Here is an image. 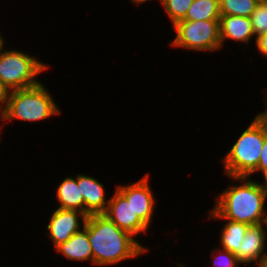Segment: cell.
Listing matches in <instances>:
<instances>
[{
  "mask_svg": "<svg viewBox=\"0 0 267 267\" xmlns=\"http://www.w3.org/2000/svg\"><path fill=\"white\" fill-rule=\"evenodd\" d=\"M226 177L231 184L214 197L216 200L205 219H227L250 226L264 224L267 219V181Z\"/></svg>",
  "mask_w": 267,
  "mask_h": 267,
  "instance_id": "obj_1",
  "label": "cell"
},
{
  "mask_svg": "<svg viewBox=\"0 0 267 267\" xmlns=\"http://www.w3.org/2000/svg\"><path fill=\"white\" fill-rule=\"evenodd\" d=\"M84 228L88 231L94 267L118 266L122 262L135 261L147 253L149 255L151 250L104 214L89 215Z\"/></svg>",
  "mask_w": 267,
  "mask_h": 267,
  "instance_id": "obj_2",
  "label": "cell"
},
{
  "mask_svg": "<svg viewBox=\"0 0 267 267\" xmlns=\"http://www.w3.org/2000/svg\"><path fill=\"white\" fill-rule=\"evenodd\" d=\"M41 81L38 85L11 90L0 107V127L8 126L13 121L38 123L62 113L53 91Z\"/></svg>",
  "mask_w": 267,
  "mask_h": 267,
  "instance_id": "obj_3",
  "label": "cell"
},
{
  "mask_svg": "<svg viewBox=\"0 0 267 267\" xmlns=\"http://www.w3.org/2000/svg\"><path fill=\"white\" fill-rule=\"evenodd\" d=\"M219 160L224 176L249 177L258 167L265 140V121L257 114Z\"/></svg>",
  "mask_w": 267,
  "mask_h": 267,
  "instance_id": "obj_4",
  "label": "cell"
},
{
  "mask_svg": "<svg viewBox=\"0 0 267 267\" xmlns=\"http://www.w3.org/2000/svg\"><path fill=\"white\" fill-rule=\"evenodd\" d=\"M6 42L0 47V78L4 86L9 90L25 89L38 85L39 76L50 70L47 62L37 58L38 54L6 48Z\"/></svg>",
  "mask_w": 267,
  "mask_h": 267,
  "instance_id": "obj_5",
  "label": "cell"
},
{
  "mask_svg": "<svg viewBox=\"0 0 267 267\" xmlns=\"http://www.w3.org/2000/svg\"><path fill=\"white\" fill-rule=\"evenodd\" d=\"M171 29L175 35L168 44L174 49L193 53H216L222 50L219 20H180Z\"/></svg>",
  "mask_w": 267,
  "mask_h": 267,
  "instance_id": "obj_6",
  "label": "cell"
},
{
  "mask_svg": "<svg viewBox=\"0 0 267 267\" xmlns=\"http://www.w3.org/2000/svg\"><path fill=\"white\" fill-rule=\"evenodd\" d=\"M150 172L141 176L140 179L130 183H119L116 188L128 201L134 210V213L149 227L153 226L155 210L157 209L155 192L151 188ZM150 180V181H149Z\"/></svg>",
  "mask_w": 267,
  "mask_h": 267,
  "instance_id": "obj_7",
  "label": "cell"
},
{
  "mask_svg": "<svg viewBox=\"0 0 267 267\" xmlns=\"http://www.w3.org/2000/svg\"><path fill=\"white\" fill-rule=\"evenodd\" d=\"M87 215L81 211L54 208L50 212L48 222H45L47 229L45 237H48L52 247L55 248L60 243L66 242L73 234L80 231L86 222Z\"/></svg>",
  "mask_w": 267,
  "mask_h": 267,
  "instance_id": "obj_8",
  "label": "cell"
},
{
  "mask_svg": "<svg viewBox=\"0 0 267 267\" xmlns=\"http://www.w3.org/2000/svg\"><path fill=\"white\" fill-rule=\"evenodd\" d=\"M106 212L104 213L120 229L127 231L140 243L139 238L151 232L150 228L134 213L131 203L115 188L111 194ZM141 234V237H139Z\"/></svg>",
  "mask_w": 267,
  "mask_h": 267,
  "instance_id": "obj_9",
  "label": "cell"
},
{
  "mask_svg": "<svg viewBox=\"0 0 267 267\" xmlns=\"http://www.w3.org/2000/svg\"><path fill=\"white\" fill-rule=\"evenodd\" d=\"M235 256L244 267H254L257 263L267 258V231L265 224L249 226Z\"/></svg>",
  "mask_w": 267,
  "mask_h": 267,
  "instance_id": "obj_10",
  "label": "cell"
},
{
  "mask_svg": "<svg viewBox=\"0 0 267 267\" xmlns=\"http://www.w3.org/2000/svg\"><path fill=\"white\" fill-rule=\"evenodd\" d=\"M77 184L84 199V213L87 216L104 214L110 199L106 184L87 173H77Z\"/></svg>",
  "mask_w": 267,
  "mask_h": 267,
  "instance_id": "obj_11",
  "label": "cell"
},
{
  "mask_svg": "<svg viewBox=\"0 0 267 267\" xmlns=\"http://www.w3.org/2000/svg\"><path fill=\"white\" fill-rule=\"evenodd\" d=\"M220 41L222 49L226 48L225 44L234 42L249 48L251 42L256 40L252 30V21L249 17L226 15L220 16L219 19Z\"/></svg>",
  "mask_w": 267,
  "mask_h": 267,
  "instance_id": "obj_12",
  "label": "cell"
},
{
  "mask_svg": "<svg viewBox=\"0 0 267 267\" xmlns=\"http://www.w3.org/2000/svg\"><path fill=\"white\" fill-rule=\"evenodd\" d=\"M59 256L69 260L72 264L75 262L82 264L90 263L93 267L92 248L88 239V231L83 227L80 231L72 235L66 242L60 243L54 249Z\"/></svg>",
  "mask_w": 267,
  "mask_h": 267,
  "instance_id": "obj_13",
  "label": "cell"
},
{
  "mask_svg": "<svg viewBox=\"0 0 267 267\" xmlns=\"http://www.w3.org/2000/svg\"><path fill=\"white\" fill-rule=\"evenodd\" d=\"M54 188H56L54 194V201H57L55 202L56 208L77 210L84 213V199L77 184V174L63 177V180Z\"/></svg>",
  "mask_w": 267,
  "mask_h": 267,
  "instance_id": "obj_14",
  "label": "cell"
},
{
  "mask_svg": "<svg viewBox=\"0 0 267 267\" xmlns=\"http://www.w3.org/2000/svg\"><path fill=\"white\" fill-rule=\"evenodd\" d=\"M214 220L215 222L220 220L219 222L223 221L224 223L223 226L221 225V230H219L217 246L236 254L250 225L227 219H213V221Z\"/></svg>",
  "mask_w": 267,
  "mask_h": 267,
  "instance_id": "obj_15",
  "label": "cell"
},
{
  "mask_svg": "<svg viewBox=\"0 0 267 267\" xmlns=\"http://www.w3.org/2000/svg\"><path fill=\"white\" fill-rule=\"evenodd\" d=\"M220 16L219 0H194L182 20H219Z\"/></svg>",
  "mask_w": 267,
  "mask_h": 267,
  "instance_id": "obj_16",
  "label": "cell"
},
{
  "mask_svg": "<svg viewBox=\"0 0 267 267\" xmlns=\"http://www.w3.org/2000/svg\"><path fill=\"white\" fill-rule=\"evenodd\" d=\"M221 16L233 15L241 17H251L255 10L254 0H219Z\"/></svg>",
  "mask_w": 267,
  "mask_h": 267,
  "instance_id": "obj_17",
  "label": "cell"
},
{
  "mask_svg": "<svg viewBox=\"0 0 267 267\" xmlns=\"http://www.w3.org/2000/svg\"><path fill=\"white\" fill-rule=\"evenodd\" d=\"M194 0H160L159 3L162 11L165 12L171 26L182 20Z\"/></svg>",
  "mask_w": 267,
  "mask_h": 267,
  "instance_id": "obj_18",
  "label": "cell"
},
{
  "mask_svg": "<svg viewBox=\"0 0 267 267\" xmlns=\"http://www.w3.org/2000/svg\"><path fill=\"white\" fill-rule=\"evenodd\" d=\"M209 257L211 259H209V261L207 262L211 267H243V265L238 261L235 254L219 248L216 244L210 250Z\"/></svg>",
  "mask_w": 267,
  "mask_h": 267,
  "instance_id": "obj_19",
  "label": "cell"
},
{
  "mask_svg": "<svg viewBox=\"0 0 267 267\" xmlns=\"http://www.w3.org/2000/svg\"><path fill=\"white\" fill-rule=\"evenodd\" d=\"M252 21V30L257 37L267 32V3L257 4L250 17Z\"/></svg>",
  "mask_w": 267,
  "mask_h": 267,
  "instance_id": "obj_20",
  "label": "cell"
},
{
  "mask_svg": "<svg viewBox=\"0 0 267 267\" xmlns=\"http://www.w3.org/2000/svg\"><path fill=\"white\" fill-rule=\"evenodd\" d=\"M256 173L258 177L259 175L263 177V179L261 180L267 181V122H265V140H264V145H263V149L261 152V156L259 159L258 167L249 177L253 178V176H255Z\"/></svg>",
  "mask_w": 267,
  "mask_h": 267,
  "instance_id": "obj_21",
  "label": "cell"
},
{
  "mask_svg": "<svg viewBox=\"0 0 267 267\" xmlns=\"http://www.w3.org/2000/svg\"><path fill=\"white\" fill-rule=\"evenodd\" d=\"M254 46L259 56L265 57L264 59L267 58V32L260 34L256 37V40L254 42Z\"/></svg>",
  "mask_w": 267,
  "mask_h": 267,
  "instance_id": "obj_22",
  "label": "cell"
},
{
  "mask_svg": "<svg viewBox=\"0 0 267 267\" xmlns=\"http://www.w3.org/2000/svg\"><path fill=\"white\" fill-rule=\"evenodd\" d=\"M266 90V91H265ZM262 91V101L264 102V106H263V108H264V110H262V111H260V112H258L257 113V115L262 119V120H264L265 122H267V87L266 88H264V89H262L261 90ZM264 93V94H263Z\"/></svg>",
  "mask_w": 267,
  "mask_h": 267,
  "instance_id": "obj_23",
  "label": "cell"
},
{
  "mask_svg": "<svg viewBox=\"0 0 267 267\" xmlns=\"http://www.w3.org/2000/svg\"><path fill=\"white\" fill-rule=\"evenodd\" d=\"M9 92L10 91L4 86L0 78V107L5 102V99L7 98V95L9 94Z\"/></svg>",
  "mask_w": 267,
  "mask_h": 267,
  "instance_id": "obj_24",
  "label": "cell"
},
{
  "mask_svg": "<svg viewBox=\"0 0 267 267\" xmlns=\"http://www.w3.org/2000/svg\"><path fill=\"white\" fill-rule=\"evenodd\" d=\"M150 1L153 2L152 0H129V2L132 3V5H134V6L137 5L138 7L145 4L146 2H149L147 4H150ZM159 1L160 0H157V2H159Z\"/></svg>",
  "mask_w": 267,
  "mask_h": 267,
  "instance_id": "obj_25",
  "label": "cell"
},
{
  "mask_svg": "<svg viewBox=\"0 0 267 267\" xmlns=\"http://www.w3.org/2000/svg\"><path fill=\"white\" fill-rule=\"evenodd\" d=\"M256 267H267V258L256 264Z\"/></svg>",
  "mask_w": 267,
  "mask_h": 267,
  "instance_id": "obj_26",
  "label": "cell"
},
{
  "mask_svg": "<svg viewBox=\"0 0 267 267\" xmlns=\"http://www.w3.org/2000/svg\"><path fill=\"white\" fill-rule=\"evenodd\" d=\"M4 36V37H3ZM7 41L5 35H3V32L0 30V47Z\"/></svg>",
  "mask_w": 267,
  "mask_h": 267,
  "instance_id": "obj_27",
  "label": "cell"
},
{
  "mask_svg": "<svg viewBox=\"0 0 267 267\" xmlns=\"http://www.w3.org/2000/svg\"><path fill=\"white\" fill-rule=\"evenodd\" d=\"M175 263H176V264H175L176 267H187V266H189V265L184 264V263L181 262V261H180V262H177V261H176Z\"/></svg>",
  "mask_w": 267,
  "mask_h": 267,
  "instance_id": "obj_28",
  "label": "cell"
},
{
  "mask_svg": "<svg viewBox=\"0 0 267 267\" xmlns=\"http://www.w3.org/2000/svg\"><path fill=\"white\" fill-rule=\"evenodd\" d=\"M256 4L267 3V0H254Z\"/></svg>",
  "mask_w": 267,
  "mask_h": 267,
  "instance_id": "obj_29",
  "label": "cell"
},
{
  "mask_svg": "<svg viewBox=\"0 0 267 267\" xmlns=\"http://www.w3.org/2000/svg\"><path fill=\"white\" fill-rule=\"evenodd\" d=\"M3 131L4 130L0 127V139H1V135H2L1 133H3Z\"/></svg>",
  "mask_w": 267,
  "mask_h": 267,
  "instance_id": "obj_30",
  "label": "cell"
},
{
  "mask_svg": "<svg viewBox=\"0 0 267 267\" xmlns=\"http://www.w3.org/2000/svg\"><path fill=\"white\" fill-rule=\"evenodd\" d=\"M264 224H265V226H266V231H267V219H266V221H265V223H264Z\"/></svg>",
  "mask_w": 267,
  "mask_h": 267,
  "instance_id": "obj_31",
  "label": "cell"
}]
</instances>
